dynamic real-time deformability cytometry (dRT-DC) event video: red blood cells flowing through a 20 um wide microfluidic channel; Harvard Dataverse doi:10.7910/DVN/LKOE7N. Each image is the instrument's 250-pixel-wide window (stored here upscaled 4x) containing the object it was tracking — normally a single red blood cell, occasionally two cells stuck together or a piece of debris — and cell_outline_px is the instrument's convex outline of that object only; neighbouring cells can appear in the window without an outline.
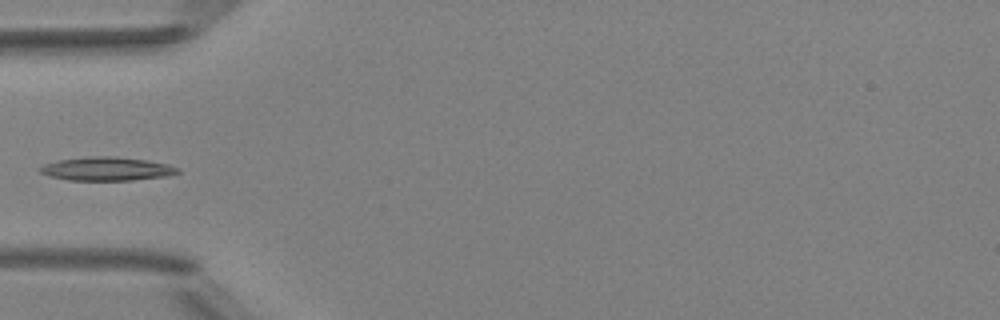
{"species": "Egyptian fruit bat (a non-hibernating species)", "species_latin": "Rousettus aegyptiacus", "temperature_condition": "room temperature", "stored_images_in_passage": 5, "camera_frame_rate_fps": 3000, "um_per_image_px": 0.085, "animal": {"sex": "female"}, "frame": {"image": 1, "passage_image": 5, "time_ms": 5.333, "image_size_px": [1000, 320], "cell_outline_px": [[180, 172], [164, 176], [132, 180], [68, 180], [48, 176], [40, 172], [36, 168], [44, 164], [60, 160], [92, 156], [112, 156], [144, 160], [168, 164], [180, 168]], "centroid_in_image_um": [9.03, 14.35], "position_along_channel_um": 76.0, "area_um2": 18.79}}